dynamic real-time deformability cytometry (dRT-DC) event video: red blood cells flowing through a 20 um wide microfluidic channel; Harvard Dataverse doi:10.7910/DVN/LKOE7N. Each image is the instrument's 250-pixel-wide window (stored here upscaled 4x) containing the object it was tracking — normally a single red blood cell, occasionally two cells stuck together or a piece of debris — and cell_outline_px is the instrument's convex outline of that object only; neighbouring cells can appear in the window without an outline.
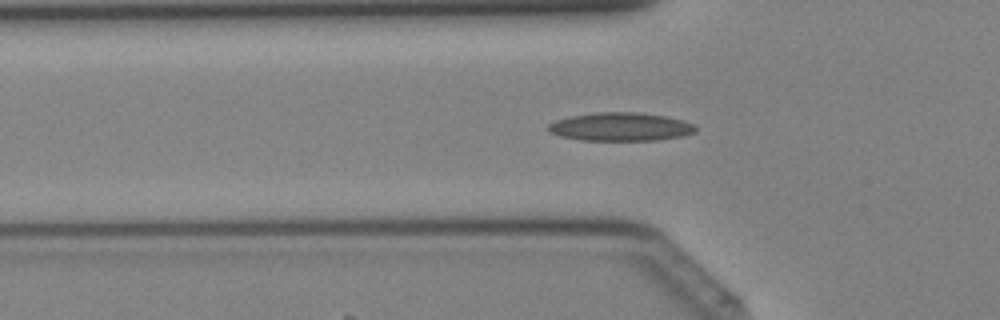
{"species": "Egyptian fruit bat (a non-hibernating species)", "species_latin": "Rousettus aegyptiacus", "temperature_condition": "cold", "stored_images_in_passage": 35, "camera_frame_rate_fps": 3000, "um_per_image_px": 0.085, "animal": {"sex": "female"}, "frame": {"image": 1, "passage_image": 8, "time_ms": 2.333, "image_size_px": [1000, 320], "cell_outline_px": [[696, 132], [684, 136], [656, 140], [580, 140], [560, 136], [548, 132], [548, 124], [556, 120], [572, 116], [596, 112], [636, 112], [664, 116], [684, 120], [696, 124]], "centroid_in_image_um": [52.77, 10.78], "position_along_channel_um": 73.0, "area_um2": 24.45}}
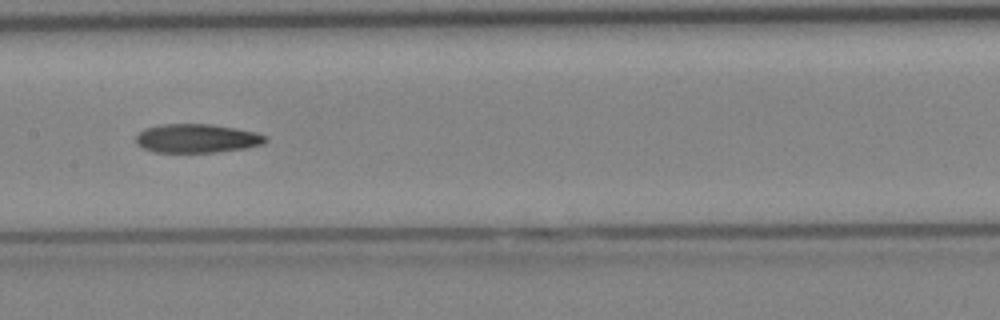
{"frame": {"image": 2, "passage_image": 15, "time_ms": 4.667, "image_size_px": [1000, 320], "cell_outline_px": [[268, 140], [264, 144], [244, 148], [212, 152], [156, 152], [144, 148], [136, 144], [136, 136], [144, 128], [160, 124], [212, 124], [236, 128], [256, 132], [268, 136]], "centroid_in_image_um": [16.75, 11.75], "position_along_channel_um": 190.6, "area_um2": 21.79}}
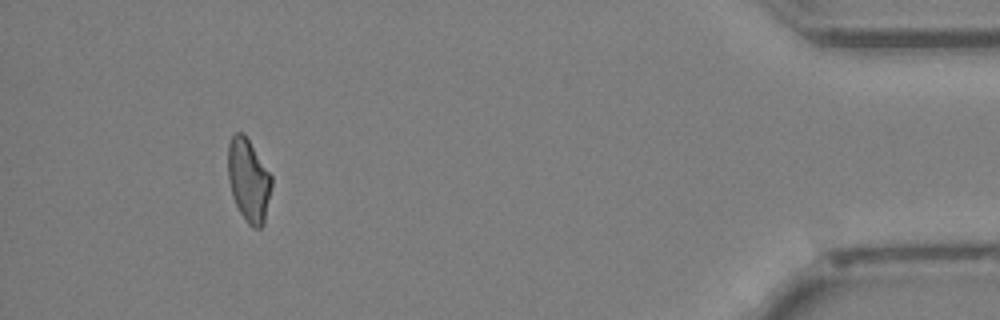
{"frame": {"image": 3, "passage_image": 32, "time_ms": 10.333, "image_size_px": [1000, 320], "cell_outline_px": [[272, 184], [264, 224], [260, 228], [252, 228], [248, 224], [240, 212], [232, 196], [228, 180], [228, 144], [232, 136], [236, 132], [244, 132], [272, 176]], "centroid_in_image_um": [21.13, 15.32], "position_along_channel_um": 414.1, "area_um2": 21.15}}